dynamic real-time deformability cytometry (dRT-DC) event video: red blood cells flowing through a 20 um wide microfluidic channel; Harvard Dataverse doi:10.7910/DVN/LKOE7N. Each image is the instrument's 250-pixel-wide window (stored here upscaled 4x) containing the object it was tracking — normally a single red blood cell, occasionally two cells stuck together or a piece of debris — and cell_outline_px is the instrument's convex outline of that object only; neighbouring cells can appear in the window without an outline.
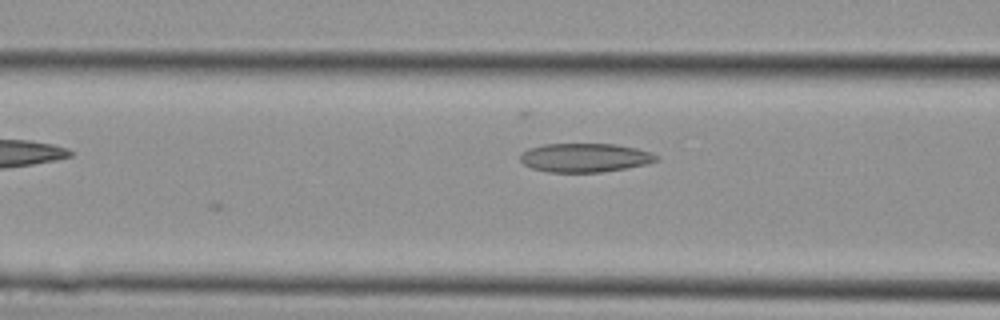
{"species": "Egyptian fruit bat (a non-hibernating species)", "species_latin": "Rousettus aegyptiacus", "temperature_condition": "cold", "stored_images_in_passage": 4, "segment_of_instrument_passage": [1, 2], "camera_frame_rate_fps": 3000, "um_per_image_px": 0.085, "animal": {"sex": "female"}, "frame": {"image": 1, "passage_image": 3, "time_ms": 0.667, "image_size_px": [1000, 320], "cell_outline_px": [[660, 160], [648, 164], [628, 168], [600, 172], [548, 172], [532, 168], [524, 164], [520, 160], [520, 152], [528, 148], [544, 144], [616, 144], [636, 148], [652, 152], [660, 156]], "centroid_in_image_um": [49.75, 13.4], "position_along_channel_um": 116.8, "area_um2": 23.18}}